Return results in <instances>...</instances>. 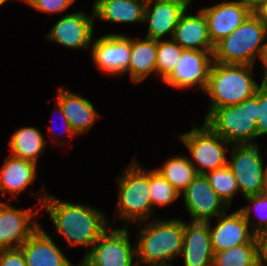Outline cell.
Segmentation results:
<instances>
[{"instance_id":"6da1fadb","label":"cell","mask_w":267,"mask_h":266,"mask_svg":"<svg viewBox=\"0 0 267 266\" xmlns=\"http://www.w3.org/2000/svg\"><path fill=\"white\" fill-rule=\"evenodd\" d=\"M47 194V195H46ZM39 204L43 205L68 247H86V253L109 228L108 219L102 211L91 206L61 201L49 193H42ZM109 225V226H108Z\"/></svg>"},{"instance_id":"7a4b0ae2","label":"cell","mask_w":267,"mask_h":266,"mask_svg":"<svg viewBox=\"0 0 267 266\" xmlns=\"http://www.w3.org/2000/svg\"><path fill=\"white\" fill-rule=\"evenodd\" d=\"M253 67L213 61L205 90L211 99L206 117L214 109L240 104L256 94L260 86L251 77Z\"/></svg>"},{"instance_id":"3957f363","label":"cell","mask_w":267,"mask_h":266,"mask_svg":"<svg viewBox=\"0 0 267 266\" xmlns=\"http://www.w3.org/2000/svg\"><path fill=\"white\" fill-rule=\"evenodd\" d=\"M146 222L139 230V240L135 242L137 264H171L180 256L184 221L180 219Z\"/></svg>"},{"instance_id":"277c9868","label":"cell","mask_w":267,"mask_h":266,"mask_svg":"<svg viewBox=\"0 0 267 266\" xmlns=\"http://www.w3.org/2000/svg\"><path fill=\"white\" fill-rule=\"evenodd\" d=\"M266 39L267 26L250 13L238 28L215 45L213 61L254 66L257 57L262 56Z\"/></svg>"},{"instance_id":"5b68a950","label":"cell","mask_w":267,"mask_h":266,"mask_svg":"<svg viewBox=\"0 0 267 266\" xmlns=\"http://www.w3.org/2000/svg\"><path fill=\"white\" fill-rule=\"evenodd\" d=\"M258 117L257 89L240 104L214 109L204 122L229 144H256Z\"/></svg>"},{"instance_id":"8992f818","label":"cell","mask_w":267,"mask_h":266,"mask_svg":"<svg viewBox=\"0 0 267 266\" xmlns=\"http://www.w3.org/2000/svg\"><path fill=\"white\" fill-rule=\"evenodd\" d=\"M117 219L128 223L144 224L153 214L150 198V170L133 159L119 177ZM118 214V215H117ZM119 217V218H118Z\"/></svg>"},{"instance_id":"52a82bcc","label":"cell","mask_w":267,"mask_h":266,"mask_svg":"<svg viewBox=\"0 0 267 266\" xmlns=\"http://www.w3.org/2000/svg\"><path fill=\"white\" fill-rule=\"evenodd\" d=\"M179 140L190 151L193 158L190 159V162L195 167L197 174H205L228 165L225 151H227L229 143L205 122L200 128L193 126L188 133L179 135ZM197 164L200 166L197 167Z\"/></svg>"},{"instance_id":"ba28073f","label":"cell","mask_w":267,"mask_h":266,"mask_svg":"<svg viewBox=\"0 0 267 266\" xmlns=\"http://www.w3.org/2000/svg\"><path fill=\"white\" fill-rule=\"evenodd\" d=\"M124 223L121 229L109 227L91 246L83 259L88 266H137L135 243L131 245Z\"/></svg>"},{"instance_id":"9c48e42d","label":"cell","mask_w":267,"mask_h":266,"mask_svg":"<svg viewBox=\"0 0 267 266\" xmlns=\"http://www.w3.org/2000/svg\"><path fill=\"white\" fill-rule=\"evenodd\" d=\"M231 158L228 160L239 191L245 197L262 193L265 187L267 165L264 170L259 144L230 145ZM259 147V148H258Z\"/></svg>"},{"instance_id":"30bf717a","label":"cell","mask_w":267,"mask_h":266,"mask_svg":"<svg viewBox=\"0 0 267 266\" xmlns=\"http://www.w3.org/2000/svg\"><path fill=\"white\" fill-rule=\"evenodd\" d=\"M213 52L184 49L173 71L163 82L177 89L193 88L197 85L205 92L213 63Z\"/></svg>"},{"instance_id":"8fae6325","label":"cell","mask_w":267,"mask_h":266,"mask_svg":"<svg viewBox=\"0 0 267 266\" xmlns=\"http://www.w3.org/2000/svg\"><path fill=\"white\" fill-rule=\"evenodd\" d=\"M181 195L191 221L196 223H210V218L218 217L230 208L213 190L204 174H197Z\"/></svg>"},{"instance_id":"7c38bea8","label":"cell","mask_w":267,"mask_h":266,"mask_svg":"<svg viewBox=\"0 0 267 266\" xmlns=\"http://www.w3.org/2000/svg\"><path fill=\"white\" fill-rule=\"evenodd\" d=\"M17 209L0 200V250L19 248L40 226L38 210ZM37 221V222H36Z\"/></svg>"},{"instance_id":"4fadbf2b","label":"cell","mask_w":267,"mask_h":266,"mask_svg":"<svg viewBox=\"0 0 267 266\" xmlns=\"http://www.w3.org/2000/svg\"><path fill=\"white\" fill-rule=\"evenodd\" d=\"M92 60L97 68L110 75H122L130 63V37L113 33L94 40Z\"/></svg>"},{"instance_id":"5bb4252c","label":"cell","mask_w":267,"mask_h":266,"mask_svg":"<svg viewBox=\"0 0 267 266\" xmlns=\"http://www.w3.org/2000/svg\"><path fill=\"white\" fill-rule=\"evenodd\" d=\"M91 15L80 11L66 14L57 20L45 38L69 49H86L94 36V13Z\"/></svg>"},{"instance_id":"9a60e30c","label":"cell","mask_w":267,"mask_h":266,"mask_svg":"<svg viewBox=\"0 0 267 266\" xmlns=\"http://www.w3.org/2000/svg\"><path fill=\"white\" fill-rule=\"evenodd\" d=\"M192 0H147L143 23L147 22L146 38L162 40L170 34L172 39L181 15Z\"/></svg>"},{"instance_id":"2e32d148","label":"cell","mask_w":267,"mask_h":266,"mask_svg":"<svg viewBox=\"0 0 267 266\" xmlns=\"http://www.w3.org/2000/svg\"><path fill=\"white\" fill-rule=\"evenodd\" d=\"M201 11L206 17L209 36L214 46L238 28L251 13L244 0L224 1L202 8Z\"/></svg>"},{"instance_id":"e0dca14e","label":"cell","mask_w":267,"mask_h":266,"mask_svg":"<svg viewBox=\"0 0 267 266\" xmlns=\"http://www.w3.org/2000/svg\"><path fill=\"white\" fill-rule=\"evenodd\" d=\"M217 218H219L218 223L213 229L208 223L213 252H220L241 244L258 243L256 235L239 210L229 215L225 212Z\"/></svg>"},{"instance_id":"ac0fdd59","label":"cell","mask_w":267,"mask_h":266,"mask_svg":"<svg viewBox=\"0 0 267 266\" xmlns=\"http://www.w3.org/2000/svg\"><path fill=\"white\" fill-rule=\"evenodd\" d=\"M180 256L184 257V266H212L214 252L208 223L184 222Z\"/></svg>"},{"instance_id":"d6986e66","label":"cell","mask_w":267,"mask_h":266,"mask_svg":"<svg viewBox=\"0 0 267 266\" xmlns=\"http://www.w3.org/2000/svg\"><path fill=\"white\" fill-rule=\"evenodd\" d=\"M20 248L27 266H74L41 225Z\"/></svg>"},{"instance_id":"ffe728a7","label":"cell","mask_w":267,"mask_h":266,"mask_svg":"<svg viewBox=\"0 0 267 266\" xmlns=\"http://www.w3.org/2000/svg\"><path fill=\"white\" fill-rule=\"evenodd\" d=\"M187 12L186 9L181 15L172 39L183 49L214 51L204 13L199 10L197 15H189Z\"/></svg>"},{"instance_id":"44dd1931","label":"cell","mask_w":267,"mask_h":266,"mask_svg":"<svg viewBox=\"0 0 267 266\" xmlns=\"http://www.w3.org/2000/svg\"><path fill=\"white\" fill-rule=\"evenodd\" d=\"M57 98L77 137L87 132L100 118L94 105L85 97L60 87Z\"/></svg>"},{"instance_id":"7402d4cb","label":"cell","mask_w":267,"mask_h":266,"mask_svg":"<svg viewBox=\"0 0 267 266\" xmlns=\"http://www.w3.org/2000/svg\"><path fill=\"white\" fill-rule=\"evenodd\" d=\"M147 0H96L94 18L104 22L133 23L144 21Z\"/></svg>"},{"instance_id":"603a6c76","label":"cell","mask_w":267,"mask_h":266,"mask_svg":"<svg viewBox=\"0 0 267 266\" xmlns=\"http://www.w3.org/2000/svg\"><path fill=\"white\" fill-rule=\"evenodd\" d=\"M36 166L9 155L0 170V193H11V199H14L36 179Z\"/></svg>"},{"instance_id":"cb8c5ba5","label":"cell","mask_w":267,"mask_h":266,"mask_svg":"<svg viewBox=\"0 0 267 266\" xmlns=\"http://www.w3.org/2000/svg\"><path fill=\"white\" fill-rule=\"evenodd\" d=\"M130 50L127 73L133 82L139 83L153 72L157 75V40L146 37L143 40L130 38Z\"/></svg>"},{"instance_id":"d4e9b609","label":"cell","mask_w":267,"mask_h":266,"mask_svg":"<svg viewBox=\"0 0 267 266\" xmlns=\"http://www.w3.org/2000/svg\"><path fill=\"white\" fill-rule=\"evenodd\" d=\"M46 141L40 130L35 127H23L13 132L9 141L11 156L33 162L43 152Z\"/></svg>"},{"instance_id":"484cf974","label":"cell","mask_w":267,"mask_h":266,"mask_svg":"<svg viewBox=\"0 0 267 266\" xmlns=\"http://www.w3.org/2000/svg\"><path fill=\"white\" fill-rule=\"evenodd\" d=\"M212 266H261L259 244L246 243L214 252Z\"/></svg>"},{"instance_id":"4316f807","label":"cell","mask_w":267,"mask_h":266,"mask_svg":"<svg viewBox=\"0 0 267 266\" xmlns=\"http://www.w3.org/2000/svg\"><path fill=\"white\" fill-rule=\"evenodd\" d=\"M181 194L197 176L190 157L176 156L168 159L161 168L156 169Z\"/></svg>"},{"instance_id":"83f0119b","label":"cell","mask_w":267,"mask_h":266,"mask_svg":"<svg viewBox=\"0 0 267 266\" xmlns=\"http://www.w3.org/2000/svg\"><path fill=\"white\" fill-rule=\"evenodd\" d=\"M210 186L230 207L233 196L239 191L238 183L228 165L204 174Z\"/></svg>"},{"instance_id":"f1b7e54d","label":"cell","mask_w":267,"mask_h":266,"mask_svg":"<svg viewBox=\"0 0 267 266\" xmlns=\"http://www.w3.org/2000/svg\"><path fill=\"white\" fill-rule=\"evenodd\" d=\"M184 49L173 39L157 40V75L164 81L173 71Z\"/></svg>"},{"instance_id":"f546056e","label":"cell","mask_w":267,"mask_h":266,"mask_svg":"<svg viewBox=\"0 0 267 266\" xmlns=\"http://www.w3.org/2000/svg\"><path fill=\"white\" fill-rule=\"evenodd\" d=\"M180 193L156 169L150 170V198L152 208L174 202Z\"/></svg>"},{"instance_id":"4dcf8cb0","label":"cell","mask_w":267,"mask_h":266,"mask_svg":"<svg viewBox=\"0 0 267 266\" xmlns=\"http://www.w3.org/2000/svg\"><path fill=\"white\" fill-rule=\"evenodd\" d=\"M245 200L249 202V205L238 210L249 223V226L251 225V231L255 235H258L262 230L267 228V194L264 192L258 193L256 195L245 197ZM250 204H253L255 206L254 209L261 214V216L259 215L261 220L259 219L256 222L252 219L250 220V214L252 210V206Z\"/></svg>"},{"instance_id":"1f68e13d","label":"cell","mask_w":267,"mask_h":266,"mask_svg":"<svg viewBox=\"0 0 267 266\" xmlns=\"http://www.w3.org/2000/svg\"><path fill=\"white\" fill-rule=\"evenodd\" d=\"M23 2L40 12L52 15L65 11L75 0H24Z\"/></svg>"},{"instance_id":"d6a6232c","label":"cell","mask_w":267,"mask_h":266,"mask_svg":"<svg viewBox=\"0 0 267 266\" xmlns=\"http://www.w3.org/2000/svg\"><path fill=\"white\" fill-rule=\"evenodd\" d=\"M258 116L257 137L267 135V86L261 84L258 88Z\"/></svg>"},{"instance_id":"836d02e7","label":"cell","mask_w":267,"mask_h":266,"mask_svg":"<svg viewBox=\"0 0 267 266\" xmlns=\"http://www.w3.org/2000/svg\"><path fill=\"white\" fill-rule=\"evenodd\" d=\"M0 266H27L22 249L0 250Z\"/></svg>"},{"instance_id":"e575fe53","label":"cell","mask_w":267,"mask_h":266,"mask_svg":"<svg viewBox=\"0 0 267 266\" xmlns=\"http://www.w3.org/2000/svg\"><path fill=\"white\" fill-rule=\"evenodd\" d=\"M259 244V258L261 266L267 265V228L256 235Z\"/></svg>"},{"instance_id":"d590c367","label":"cell","mask_w":267,"mask_h":266,"mask_svg":"<svg viewBox=\"0 0 267 266\" xmlns=\"http://www.w3.org/2000/svg\"><path fill=\"white\" fill-rule=\"evenodd\" d=\"M55 110H58L59 111V113H60V115H61V117L63 118V120H64V128H66V130L65 131H61V133H62V135H63V133L65 132L66 134H70L69 136H77L76 135V133L73 131V129H72V127H71V125H70V123H69V121H68V119L66 118V116L64 115V113H63V111H62V108H61V106H60V104L57 102V105H55ZM49 128V132L51 133V130L53 129L51 126H49L48 127ZM56 131V130H55ZM58 134V133H57ZM56 134V132H54L53 131V133H52V135H54V138H55V140H57L58 142H59V140L57 139V135ZM59 136H61L60 135V133L58 134Z\"/></svg>"},{"instance_id":"8d00e7d4","label":"cell","mask_w":267,"mask_h":266,"mask_svg":"<svg viewBox=\"0 0 267 266\" xmlns=\"http://www.w3.org/2000/svg\"><path fill=\"white\" fill-rule=\"evenodd\" d=\"M253 14L264 24L267 26V3L262 4L258 7Z\"/></svg>"},{"instance_id":"74e56055","label":"cell","mask_w":267,"mask_h":266,"mask_svg":"<svg viewBox=\"0 0 267 266\" xmlns=\"http://www.w3.org/2000/svg\"><path fill=\"white\" fill-rule=\"evenodd\" d=\"M244 3L248 6V9L253 13L262 4L267 3V0H244Z\"/></svg>"},{"instance_id":"f35d334b","label":"cell","mask_w":267,"mask_h":266,"mask_svg":"<svg viewBox=\"0 0 267 266\" xmlns=\"http://www.w3.org/2000/svg\"><path fill=\"white\" fill-rule=\"evenodd\" d=\"M260 60L263 62L262 65H264V73H263L264 75L262 78L261 85L267 86V44H266V47L262 53Z\"/></svg>"},{"instance_id":"ab89813d","label":"cell","mask_w":267,"mask_h":266,"mask_svg":"<svg viewBox=\"0 0 267 266\" xmlns=\"http://www.w3.org/2000/svg\"><path fill=\"white\" fill-rule=\"evenodd\" d=\"M142 266V264H137V266ZM145 266H173L172 264H146Z\"/></svg>"},{"instance_id":"60d3db41","label":"cell","mask_w":267,"mask_h":266,"mask_svg":"<svg viewBox=\"0 0 267 266\" xmlns=\"http://www.w3.org/2000/svg\"><path fill=\"white\" fill-rule=\"evenodd\" d=\"M263 192L267 194V172H266L265 187H264V191Z\"/></svg>"},{"instance_id":"b9f144b4","label":"cell","mask_w":267,"mask_h":266,"mask_svg":"<svg viewBox=\"0 0 267 266\" xmlns=\"http://www.w3.org/2000/svg\"><path fill=\"white\" fill-rule=\"evenodd\" d=\"M77 266H88L83 260L77 264Z\"/></svg>"},{"instance_id":"7bdbcfd3","label":"cell","mask_w":267,"mask_h":266,"mask_svg":"<svg viewBox=\"0 0 267 266\" xmlns=\"http://www.w3.org/2000/svg\"><path fill=\"white\" fill-rule=\"evenodd\" d=\"M8 0H0V6H2L3 4H5Z\"/></svg>"}]
</instances>
